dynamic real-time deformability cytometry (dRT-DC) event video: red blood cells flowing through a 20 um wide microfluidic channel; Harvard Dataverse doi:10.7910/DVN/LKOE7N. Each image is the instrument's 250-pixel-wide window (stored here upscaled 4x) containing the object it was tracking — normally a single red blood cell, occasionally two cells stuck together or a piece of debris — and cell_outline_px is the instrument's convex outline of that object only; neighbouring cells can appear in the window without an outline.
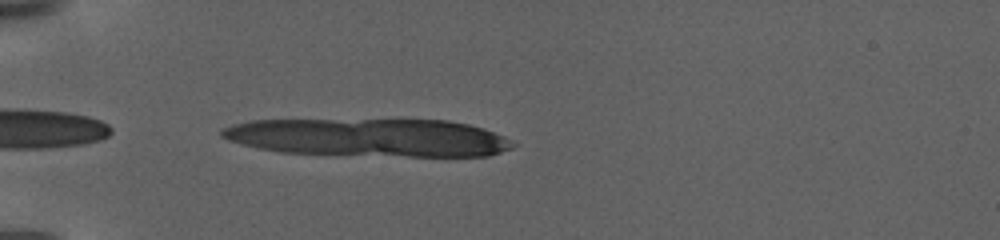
{"species": "human", "species_latin": "Homo sapiens", "temperature_condition": "warm", "stored_images_in_passage": 17, "camera_frame_rate_fps": 3000, "um_per_image_px": 0.085, "donor": {"sex": "female"}, "frame": {"image": 1, "passage_image": 6, "time_ms": 0.667, "image_size_px": [1000, 240], "cell_outline_px": [[516, 144], [512, 148], [488, 156], [408, 156], [280, 152], [260, 148], [228, 140], [220, 136], [220, 132], [224, 128], [232, 124], [252, 120], [448, 120], [468, 124], [504, 136]], "centroid_in_image_um": [31.37, 11.68], "position_along_channel_um": 53.6, "area_um2": 63.93}}